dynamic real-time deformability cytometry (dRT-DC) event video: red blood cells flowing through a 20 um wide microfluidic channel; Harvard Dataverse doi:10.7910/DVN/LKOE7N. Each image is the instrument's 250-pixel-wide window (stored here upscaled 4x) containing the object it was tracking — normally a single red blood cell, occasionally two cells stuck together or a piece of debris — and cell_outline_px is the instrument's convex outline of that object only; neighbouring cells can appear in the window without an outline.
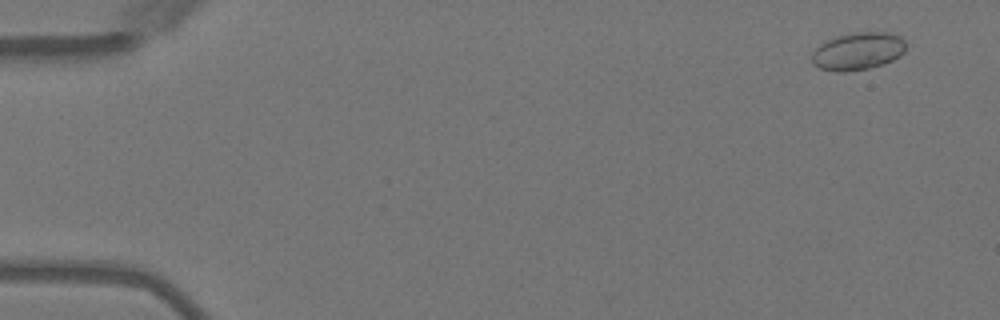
{"species": "Egyptian fruit bat (a non-hibernating species)", "species_latin": "Rousettus aegyptiacus", "temperature_condition": "warm", "stored_images_in_passage": 5, "camera_frame_rate_fps": 3000, "um_per_image_px": 0.085, "animal": {"sex": "female"}, "frame": {"image": 1, "passage_image": 1, "time_ms": 0.0, "image_size_px": [1000, 320], "cell_outline_px": [[904, 52], [900, 56], [884, 64], [868, 68], [844, 72], [836, 72], [820, 68], [812, 64], [812, 52], [824, 40], [856, 32], [888, 32], [900, 36], [904, 40]], "centroid_in_image_um": [72.91, 4.36], "position_along_channel_um": 12.1, "area_um2": 20.58}}
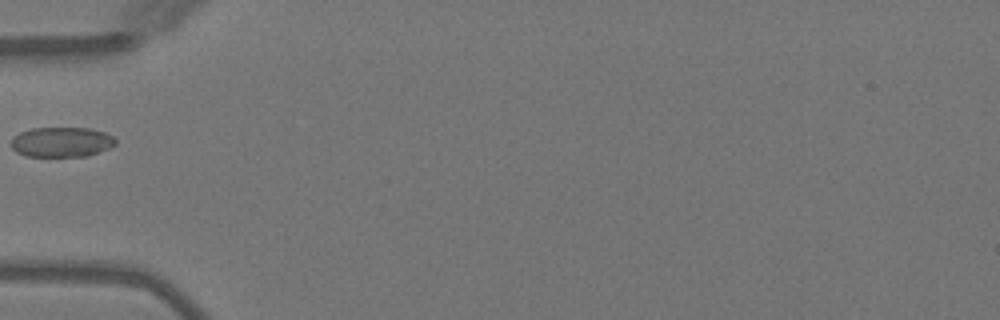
{"frame": {"image": 2, "passage_image": 5, "time_ms": 5.0, "image_size_px": [1000, 320], "cell_outline_px": [[116, 144], [108, 148], [88, 156], [24, 156], [16, 152], [12, 148], [12, 136], [20, 132], [32, 128], [88, 128], [104, 132], [112, 136], [116, 140]], "centroid_in_image_um": [5.21, 12.07], "position_along_channel_um": 79.8, "area_um2": 18.21}}